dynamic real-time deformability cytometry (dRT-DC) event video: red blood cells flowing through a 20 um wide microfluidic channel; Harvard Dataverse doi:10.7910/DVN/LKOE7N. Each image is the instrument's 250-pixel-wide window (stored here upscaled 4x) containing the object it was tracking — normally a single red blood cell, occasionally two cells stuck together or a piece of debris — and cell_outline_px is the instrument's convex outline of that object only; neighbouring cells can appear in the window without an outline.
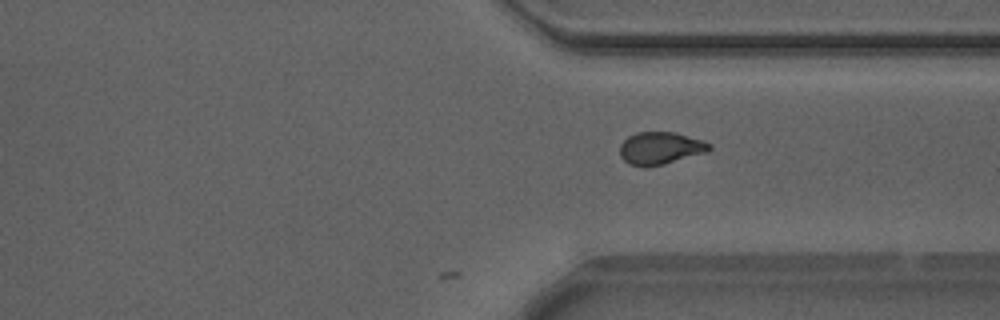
{"species": "Egyptian fruit bat (a non-hibernating species)", "species_latin": "Rousettus aegyptiacus", "temperature_condition": "warm", "stored_images_in_passage": 28, "camera_frame_rate_fps": 3000, "um_per_image_px": 0.085, "animal": {"sex": "male"}, "frame": {"image": 1, "passage_image": 28, "time_ms": 9.0, "image_size_px": [1000, 320], "cell_outline_px": [[712, 148], [708, 152], [664, 164], [644, 168], [628, 164], [620, 156], [620, 144], [628, 136], [636, 132], [676, 132], [704, 140], [712, 144]], "centroid_in_image_um": [56.15, 12.6], "position_along_channel_um": 355.3, "area_um2": 17.28}}